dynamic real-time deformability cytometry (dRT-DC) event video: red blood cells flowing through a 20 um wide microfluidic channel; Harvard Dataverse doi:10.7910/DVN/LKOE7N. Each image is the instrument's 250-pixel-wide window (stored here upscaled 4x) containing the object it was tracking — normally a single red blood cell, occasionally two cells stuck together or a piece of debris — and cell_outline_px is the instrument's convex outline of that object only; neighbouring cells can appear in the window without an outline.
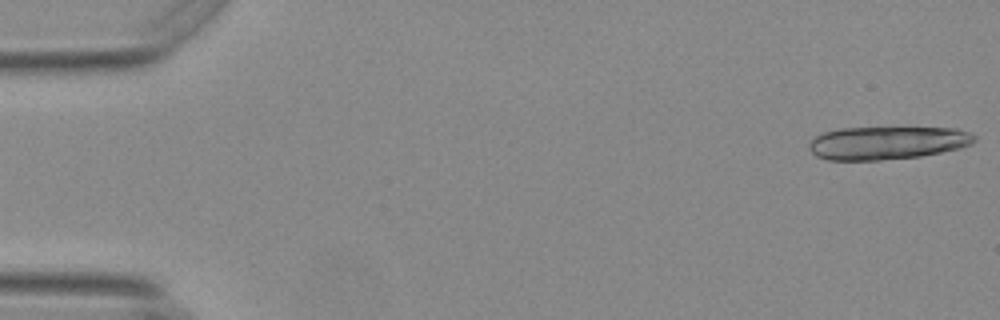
{"species": "Egyptian fruit bat (a non-hibernating species)", "species_latin": "Rousettus aegyptiacus", "temperature_condition": "warm", "stored_images_in_passage": 17, "camera_frame_rate_fps": 3000, "um_per_image_px": 0.085, "animal": {"sex": "female"}, "frame": {"image": 1, "passage_image": 1, "time_ms": 0.0, "image_size_px": [1000, 320], "cell_outline_px": [[976, 140], [972, 144], [960, 148], [920, 156], [880, 160], [828, 160], [816, 156], [808, 148], [808, 144], [816, 136], [824, 132], [840, 128], [956, 128], [968, 132], [976, 136]], "centroid_in_image_um": [75.4, 12.14], "position_along_channel_um": 9.6, "area_um2": 31.79}}